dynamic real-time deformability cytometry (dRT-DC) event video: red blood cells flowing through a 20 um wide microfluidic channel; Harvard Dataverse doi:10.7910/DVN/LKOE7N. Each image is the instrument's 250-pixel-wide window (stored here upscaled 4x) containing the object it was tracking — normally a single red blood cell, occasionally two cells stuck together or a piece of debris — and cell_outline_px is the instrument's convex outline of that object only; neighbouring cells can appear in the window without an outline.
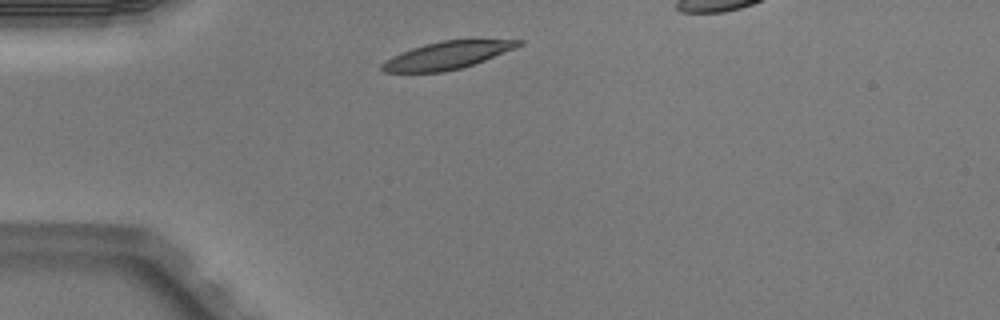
{"species": "Egyptian fruit bat (a non-hibernating species)", "species_latin": "Rousettus aegyptiacus", "temperature_condition": "warm", "stored_images_in_passage": 1, "camera_frame_rate_fps": 3000, "um_per_image_px": 0.085, "animal": {"sex": "male"}, "frame": {"image": 1, "passage_image": 1, "time_ms": 0.0, "image_size_px": [1000, 320], "cell_outline_px": [[524, 44], [484, 60], [460, 68], [444, 72], [384, 72], [380, 68], [380, 64], [392, 56], [412, 48], [424, 44], [444, 40], [524, 40]], "centroid_in_image_um": [37.97, 4.71], "position_along_channel_um": 47.0, "area_um2": 21.56}}